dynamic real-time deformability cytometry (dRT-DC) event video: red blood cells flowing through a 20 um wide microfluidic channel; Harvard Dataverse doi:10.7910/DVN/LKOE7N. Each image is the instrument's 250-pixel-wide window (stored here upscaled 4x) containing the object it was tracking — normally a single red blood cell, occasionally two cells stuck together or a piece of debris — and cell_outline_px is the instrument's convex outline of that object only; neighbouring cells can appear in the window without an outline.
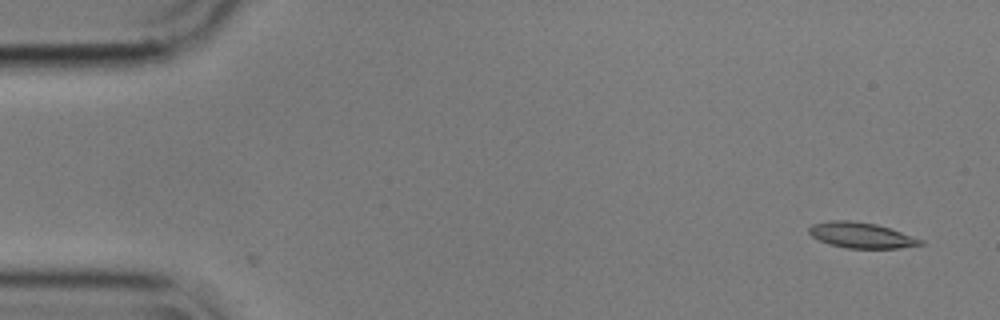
{"species": "common noctule bat (a hibernating species)", "species_latin": "Nyctalus noctula", "temperature_condition": "cold", "stored_images_in_passage": 55, "camera_frame_rate_fps": 3000, "um_per_image_px": 0.085, "animal": {"sex": "male", "body_mass_g": 17.9}, "frame": {"image": 1, "passage_image": 1, "time_ms": 0.0, "image_size_px": [1000, 320], "cell_outline_px": [[924, 244], [896, 248], [844, 248], [828, 244], [812, 236], [808, 232], [808, 228], [812, 224], [828, 220], [852, 220], [876, 224], [924, 240]], "centroid_in_image_um": [73.15, 19.99], "position_along_channel_um": 11.8, "area_um2": 16.59}}
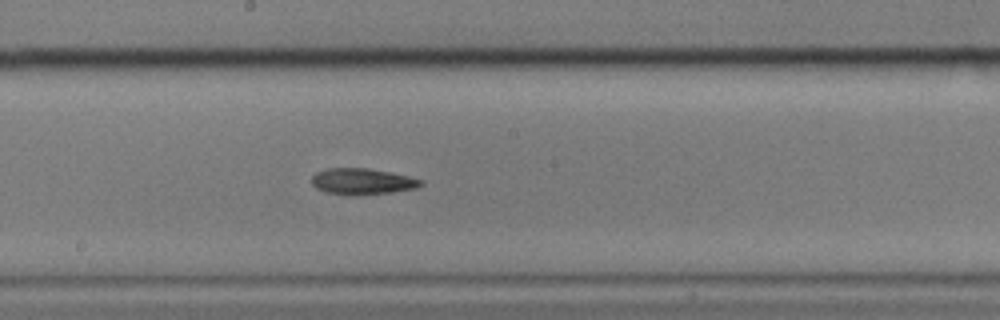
{"frame": {"image": 2, "passage_image": 28, "time_ms": 9.0, "image_size_px": [1000, 320], "cell_outline_px": [[424, 184], [416, 188], [392, 192], [356, 196], [324, 192], [316, 188], [312, 184], [312, 176], [316, 172], [328, 168], [368, 168], [392, 172], [424, 180]], "centroid_in_image_um": [30.81, 15.42], "position_along_channel_um": 217.4, "area_um2": 16.88}}
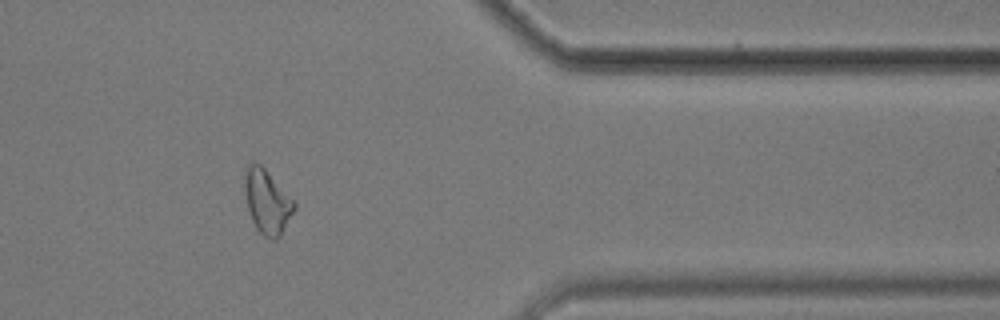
{"frame": {"image": 3, "passage_image": 44, "time_ms": 14.333, "image_size_px": [1000, 320], "cell_outline_px": [[296, 208], [280, 236], [276, 240], [272, 240], [264, 236], [256, 228], [252, 220], [248, 208], [244, 192], [244, 168], [248, 164], [260, 164], [264, 168], [296, 204]], "centroid_in_image_um": [22.68, 17.16], "position_along_channel_um": 388.7, "area_um2": 18.26}}